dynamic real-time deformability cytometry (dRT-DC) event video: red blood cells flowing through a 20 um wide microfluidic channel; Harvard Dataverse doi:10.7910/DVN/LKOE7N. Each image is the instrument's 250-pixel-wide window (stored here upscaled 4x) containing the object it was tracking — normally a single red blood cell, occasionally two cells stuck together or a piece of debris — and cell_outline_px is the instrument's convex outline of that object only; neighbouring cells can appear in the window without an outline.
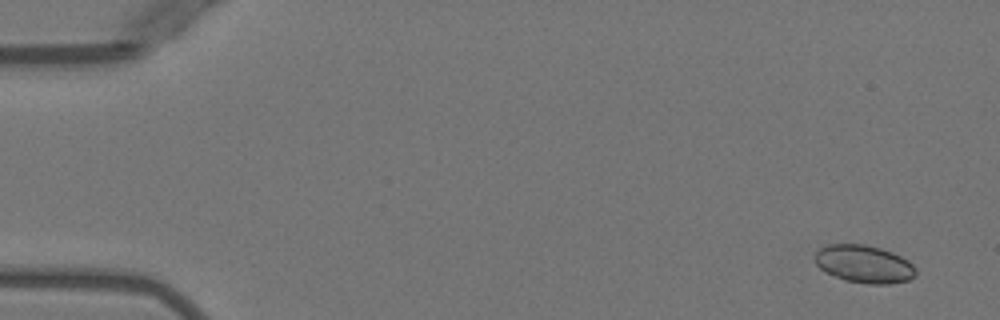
{"species": "Egyptian fruit bat (a non-hibernating species)", "species_latin": "Rousettus aegyptiacus", "temperature_condition": "warm", "stored_images_in_passage": 6, "camera_frame_rate_fps": 3000, "um_per_image_px": 0.085, "animal": {"sex": "female"}, "frame": {"image": 1, "passage_image": 1, "time_ms": 0.0, "image_size_px": [1000, 320], "cell_outline_px": [[916, 276], [908, 280], [888, 284], [868, 284], [844, 280], [824, 272], [816, 264], [816, 252], [820, 248], [828, 244], [864, 244], [880, 248], [892, 252], [908, 260], [916, 268]], "centroid_in_image_um": [73.45, 22.45], "position_along_channel_um": 11.5, "area_um2": 22.25}}
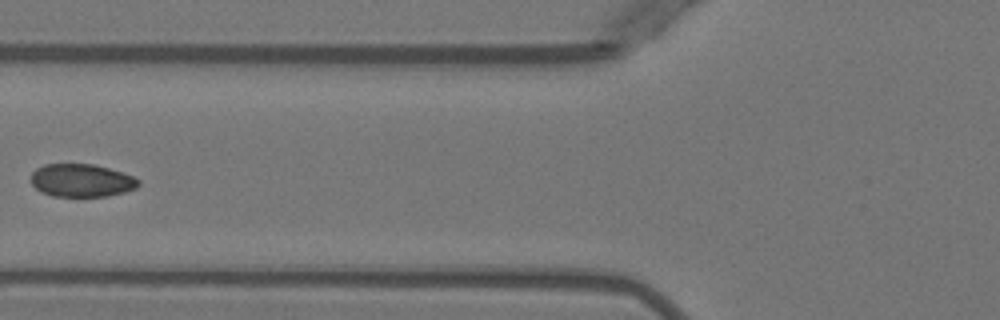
{"frame": {"image": 2, "passage_image": 6, "time_ms": 6.0, "image_size_px": [1000, 320], "cell_outline_px": [[140, 184], [136, 188], [124, 192], [108, 196], [52, 196], [40, 192], [32, 184], [32, 172], [36, 168], [44, 164], [96, 164], [132, 176], [140, 180]], "centroid_in_image_um": [6.92, 15.34], "position_along_channel_um": 118.9, "area_um2": 20.63}}